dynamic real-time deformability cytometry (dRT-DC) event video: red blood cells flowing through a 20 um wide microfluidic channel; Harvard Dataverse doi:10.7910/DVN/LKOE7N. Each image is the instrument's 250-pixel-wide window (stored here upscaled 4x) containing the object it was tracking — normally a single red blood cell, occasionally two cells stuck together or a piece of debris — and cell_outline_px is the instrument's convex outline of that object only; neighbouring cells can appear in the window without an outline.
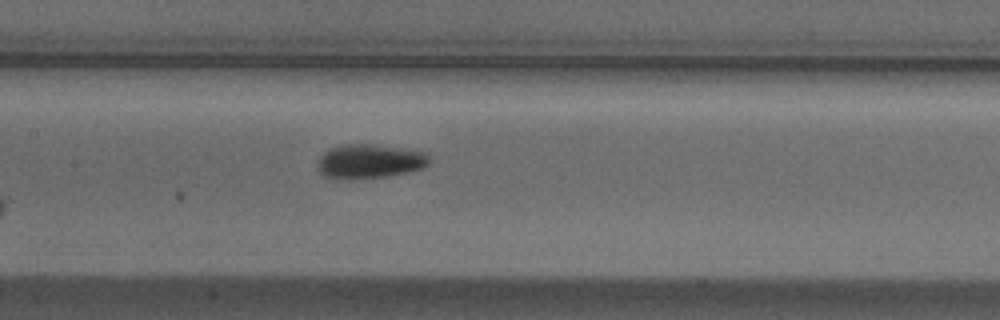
{"species": "Egyptian fruit bat (a non-hibernating species)", "species_latin": "Rousettus aegyptiacus", "temperature_condition": "cold", "stored_images_in_passage": 4, "camera_frame_rate_fps": 3000, "um_per_image_px": 0.085, "animal": {"sex": "male"}, "frame": {"image": 1, "passage_image": 4, "time_ms": 1.0, "image_size_px": [1000, 320], "cell_outline_px": [[432, 160], [424, 168], [408, 172], [388, 176], [352, 180], [348, 180], [324, 176], [316, 168], [316, 164], [320, 156], [328, 148], [340, 144], [368, 144], [428, 152]], "centroid_in_image_um": [31.4, 13.72], "position_along_channel_um": 176.0, "area_um2": 22.72}}